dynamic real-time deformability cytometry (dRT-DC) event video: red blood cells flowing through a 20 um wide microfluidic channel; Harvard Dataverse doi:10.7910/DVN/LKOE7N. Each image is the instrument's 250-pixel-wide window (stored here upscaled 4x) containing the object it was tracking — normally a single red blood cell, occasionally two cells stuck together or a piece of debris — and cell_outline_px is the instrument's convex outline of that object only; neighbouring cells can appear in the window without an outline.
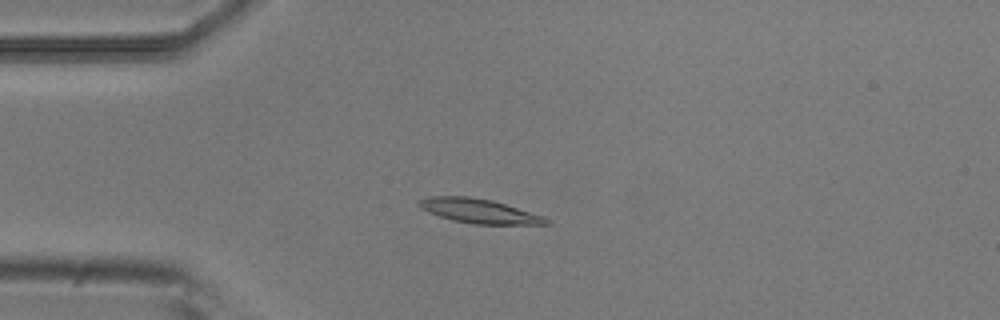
{"species": "common noctule bat (a hibernating species)", "species_latin": "Nyctalus noctula", "temperature_condition": "room temperature", "stored_images_in_passage": 10, "camera_frame_rate_fps": 3000, "um_per_image_px": 0.085, "animal": {"sex": "male", "body_mass_g": 20.5, "forearm_length_mm": 52.5}, "frame": {"image": 1, "passage_image": 4, "time_ms": 1.0, "image_size_px": [1000, 320], "cell_outline_px": [[552, 224], [472, 224], [452, 220], [428, 212], [420, 208], [416, 204], [420, 200], [428, 196], [468, 196], [492, 200], [544, 216], [552, 220]], "centroid_in_image_um": [40.73, 17.94], "position_along_channel_um": 44.3, "area_um2": 18.09}}
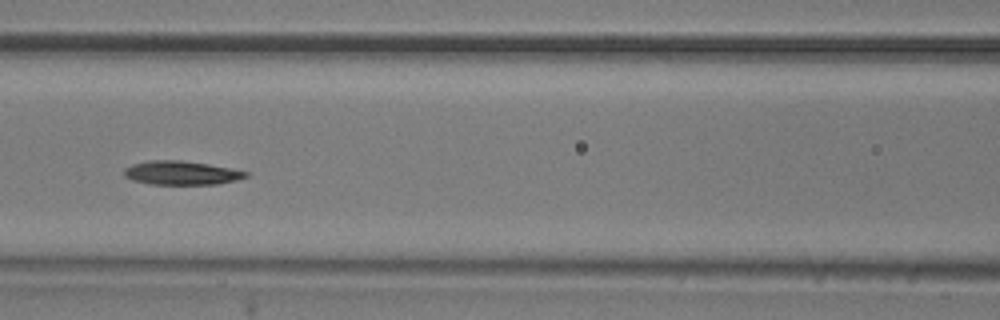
{"frame": {"image": 2, "passage_image": 7, "time_ms": 2.0, "image_size_px": [1000, 320], "cell_outline_px": [[248, 176], [236, 180], [216, 184], [148, 184], [132, 180], [124, 176], [124, 168], [132, 164], [148, 160], [180, 160], [208, 164], [248, 172]], "centroid_in_image_um": [15.36, 14.69], "position_along_channel_um": 151.2, "area_um2": 16.82}}
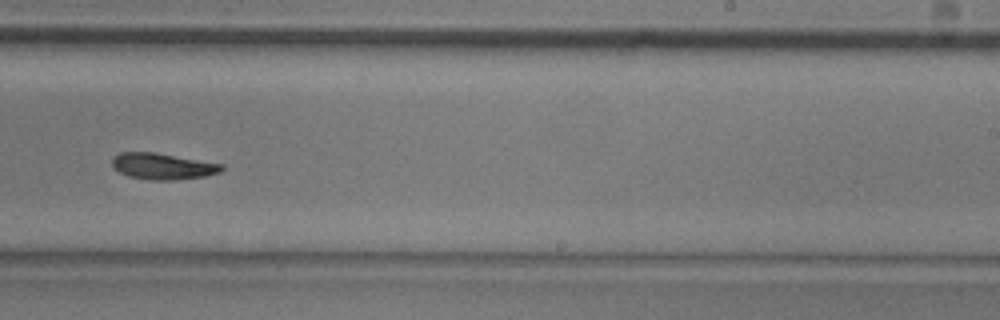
{"frame": {"image": 3, "passage_image": 10, "time_ms": 3.0, "image_size_px": [1000, 320], "cell_outline_px": [[224, 168], [220, 172], [204, 176], [172, 180], [152, 180], [128, 176], [112, 168], [112, 156], [120, 152], [156, 152], [224, 164]], "centroid_in_image_um": [13.81, 14.12], "position_along_channel_um": 275.2, "area_um2": 16.88}}